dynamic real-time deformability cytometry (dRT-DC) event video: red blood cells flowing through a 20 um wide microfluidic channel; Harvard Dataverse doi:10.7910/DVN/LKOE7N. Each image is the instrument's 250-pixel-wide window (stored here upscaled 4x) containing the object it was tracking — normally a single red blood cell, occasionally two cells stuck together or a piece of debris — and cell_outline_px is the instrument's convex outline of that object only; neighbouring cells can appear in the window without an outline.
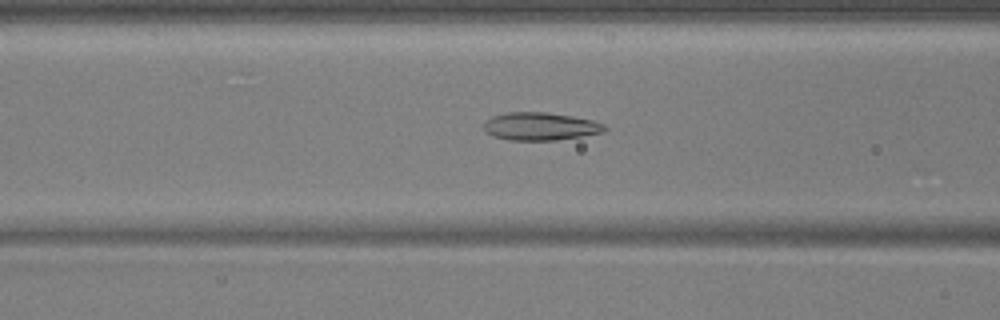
{"species": "common noctule bat (a hibernating species)", "species_latin": "Nyctalus noctula", "temperature_condition": "warm", "stored_images_in_passage": 54, "camera_frame_rate_fps": 3000, "um_per_image_px": 0.085, "animal": {"sex": "male", "body_mass_g": 17.9, "forearm_length_mm": 54.2}, "frame": {"image": 1, "passage_image": 22, "time_ms": 7.0, "image_size_px": [1000, 320], "cell_outline_px": [[608, 128], [604, 132], [556, 140], [508, 140], [492, 136], [484, 128], [484, 124], [492, 116], [508, 112], [544, 112], [572, 116], [592, 120], [604, 124]], "centroid_in_image_um": [45.94, 10.74], "position_along_channel_um": 120.7, "area_um2": 19.48}}
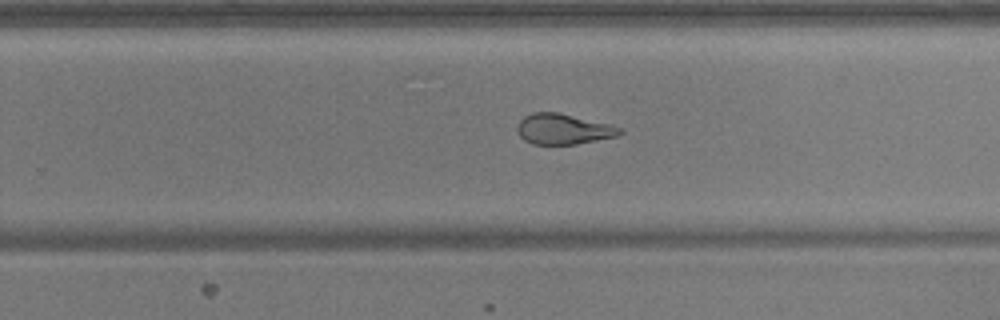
{"frame": {"image": 2, "passage_image": 35, "time_ms": 11.333, "image_size_px": [1000, 320], "cell_outline_px": [[624, 132], [616, 136], [576, 144], [532, 144], [524, 140], [520, 136], [516, 128], [520, 120], [524, 116], [532, 112], [556, 112], [608, 124], [624, 128]], "centroid_in_image_um": [47.86, 10.97], "position_along_channel_um": 281.9, "area_um2": 18.09}}
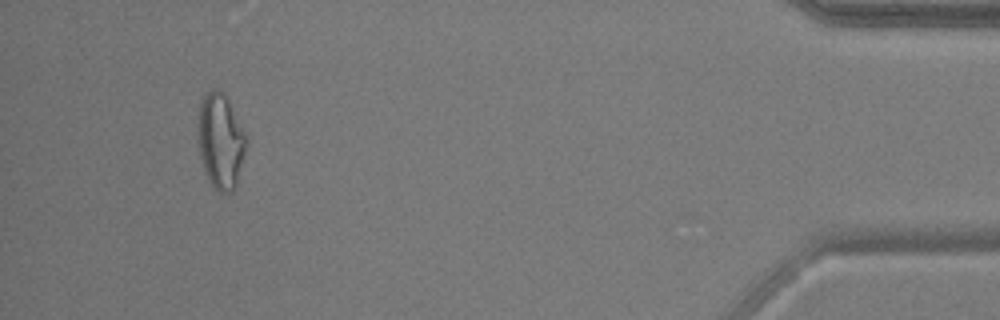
{"frame": {"image": 3, "passage_image": 51, "time_ms": 16.667, "image_size_px": [1000, 320], "cell_outline_px": [[244, 152], [236, 188], [232, 192], [220, 192], [208, 180], [200, 160], [196, 140], [196, 128], [200, 104], [204, 96], [212, 88], [216, 88], [224, 92], [244, 132]], "centroid_in_image_um": [18.68, 11.99], "position_along_channel_um": 416.5, "area_um2": 26.76}, "authors_computed_cell_mechanics": {"area_um2": 21.1837, "velocity_mm_per_s": 3.7218, "shape_relaxation_time_tau1_ms": null, "shape_relaxation_time_tau2_ms": 2.1243, "deformation_change_tau1": null, "deformation_change_tau2": 0.0909}}